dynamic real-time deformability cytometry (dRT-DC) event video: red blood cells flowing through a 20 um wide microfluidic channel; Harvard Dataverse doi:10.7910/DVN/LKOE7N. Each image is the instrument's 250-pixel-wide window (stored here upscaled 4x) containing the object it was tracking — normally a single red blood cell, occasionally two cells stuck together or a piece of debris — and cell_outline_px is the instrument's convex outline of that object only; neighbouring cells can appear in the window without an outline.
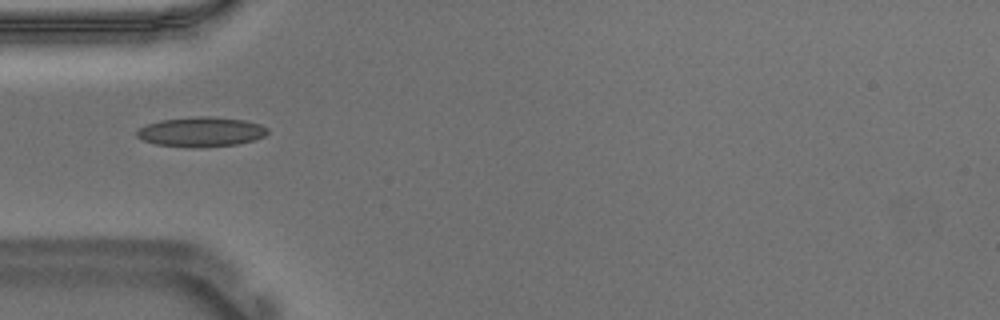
{"species": "Egyptian fruit bat (a non-hibernating species)", "species_latin": "Rousettus aegyptiacus", "temperature_condition": "warm", "stored_images_in_passage": 38, "camera_frame_rate_fps": 3000, "um_per_image_px": 0.085, "animal": {"sex": "male"}, "frame": {"image": 1, "passage_image": 1, "time_ms": 0.0, "image_size_px": [1000, 320], "cell_outline_px": [[268, 132], [264, 136], [252, 140], [236, 144], [200, 148], [188, 148], [156, 144], [144, 140], [136, 136], [136, 132], [140, 128], [148, 124], [160, 120], [196, 116], [212, 116], [244, 120], [260, 124], [268, 128]], "centroid_in_image_um": [17.09, 11.21], "position_along_channel_um": 67.9, "area_um2": 22.72}}
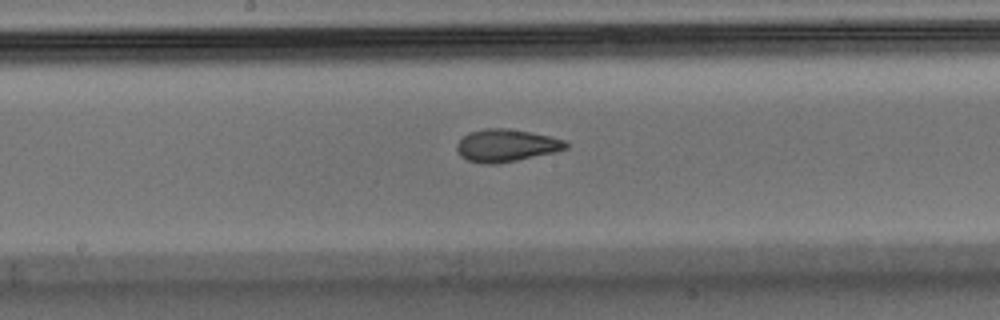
{"frame": {"image": 2, "passage_image": 12, "time_ms": 3.667, "image_size_px": [1000, 320], "cell_outline_px": [[568, 148], [556, 152], [496, 164], [484, 164], [468, 160], [460, 156], [456, 148], [456, 144], [468, 132], [484, 128], [504, 128], [552, 136], [564, 140], [568, 144]], "centroid_in_image_um": [43.02, 12.36], "position_along_channel_um": 205.2, "area_um2": 20.63}}
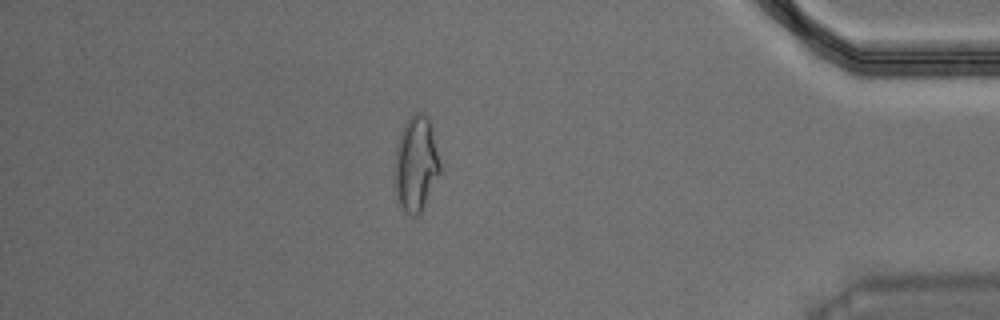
{"frame": {"image": 3, "passage_image": 31, "time_ms": 10.0, "image_size_px": [1000, 320], "cell_outline_px": [[440, 172], [424, 208], [420, 216], [412, 216], [400, 204], [396, 192], [396, 144], [400, 132], [404, 124], [416, 112], [420, 112], [428, 116], [432, 128], [440, 164]], "centroid_in_image_um": [35.38, 13.92], "position_along_channel_um": 399.8, "area_um2": 24.8}, "authors_computed_cell_mechanics": {"area_um2": 20.7502, "velocity_mm_per_s": 3.7007, "shape_relaxation_time_tau1_ms": null, "shape_relaxation_time_tau2_ms": 1.4818, "deformation_change_tau1": null, "deformation_change_tau2": 0.071}}